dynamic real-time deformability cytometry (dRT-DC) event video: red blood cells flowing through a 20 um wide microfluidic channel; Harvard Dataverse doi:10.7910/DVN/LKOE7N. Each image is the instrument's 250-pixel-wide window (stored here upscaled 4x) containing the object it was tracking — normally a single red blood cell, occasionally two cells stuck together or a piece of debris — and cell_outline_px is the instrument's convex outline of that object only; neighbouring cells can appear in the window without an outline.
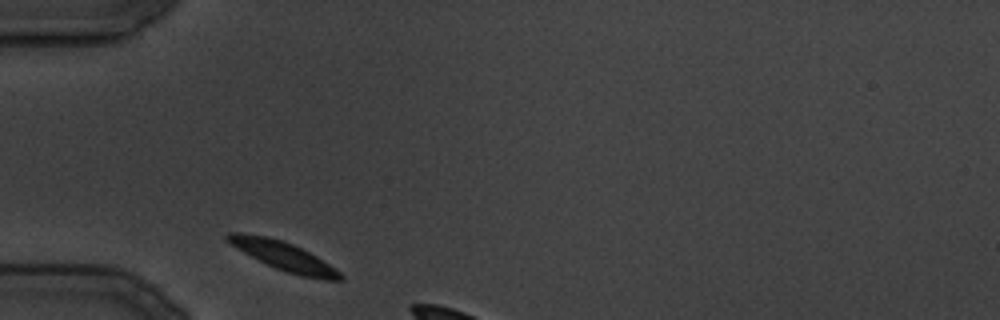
{"species": "common noctule bat (a hibernating species)", "species_latin": "Nyctalus noctula", "temperature_condition": "cold", "stored_images_in_passage": 4, "camera_frame_rate_fps": 3000, "um_per_image_px": 0.085, "animal": {"sex": "male", "body_mass_g": 19.5, "forearm_length_mm": 54.6}, "frame": {"image": 1, "passage_image": 1, "time_ms": 0.0, "image_size_px": [1000, 320], "cell_outline_px": [[344, 280], [324, 280], [300, 276], [276, 268], [244, 252], [232, 244], [224, 236], [228, 232], [240, 232], [268, 236], [284, 240], [316, 256], [340, 272], [344, 276]], "centroid_in_image_um": [24.13, 21.76], "position_along_channel_um": 60.9, "area_um2": 18.55}}